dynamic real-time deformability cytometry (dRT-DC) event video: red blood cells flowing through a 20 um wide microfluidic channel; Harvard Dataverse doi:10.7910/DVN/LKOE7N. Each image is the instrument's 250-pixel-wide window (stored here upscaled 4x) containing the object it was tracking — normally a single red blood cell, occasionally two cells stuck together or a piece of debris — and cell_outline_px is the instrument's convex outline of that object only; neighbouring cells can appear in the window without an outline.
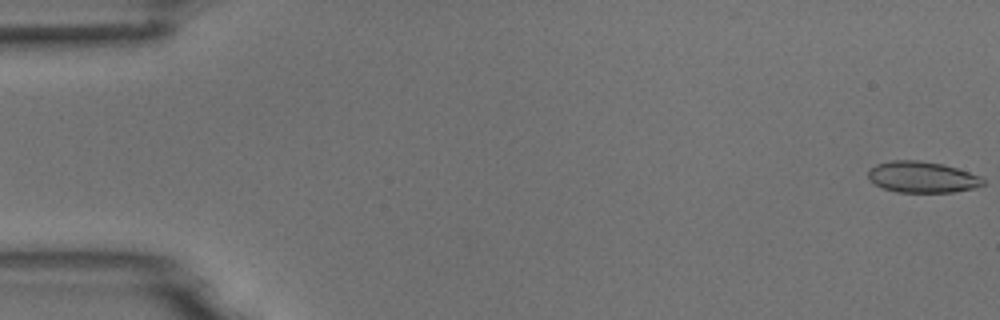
{"species": "common noctule bat (a hibernating species)", "species_latin": "Nyctalus noctula", "temperature_condition": "room temperature", "stored_images_in_passage": 54, "camera_frame_rate_fps": 3000, "um_per_image_px": 0.085, "animal": {"sex": "male", "body_mass_g": 18.8}, "frame": {"image": 1, "passage_image": 1, "time_ms": 0.0, "image_size_px": [1000, 320], "cell_outline_px": [[984, 184], [976, 188], [952, 192], [896, 192], [884, 188], [876, 184], [868, 176], [868, 168], [876, 164], [892, 160], [920, 160], [944, 164], [980, 176], [984, 180]], "centroid_in_image_um": [78.39, 15.04], "position_along_channel_um": 6.6, "area_um2": 20.87}}
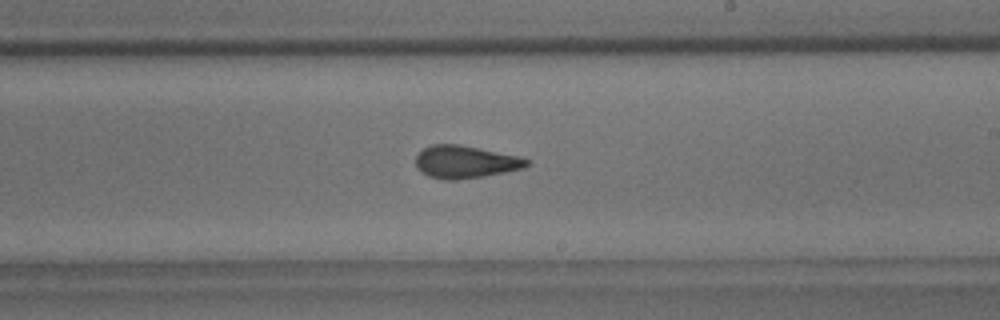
{"frame": {"image": 2, "passage_image": 32, "time_ms": 10.333, "image_size_px": [1000, 320], "cell_outline_px": [[532, 160], [524, 168], [484, 176], [456, 180], [444, 180], [428, 176], [420, 172], [416, 168], [416, 156], [424, 148], [432, 144], [460, 144], [520, 156]], "centroid_in_image_um": [39.55, 13.76], "position_along_channel_um": 249.4, "area_um2": 21.27}}
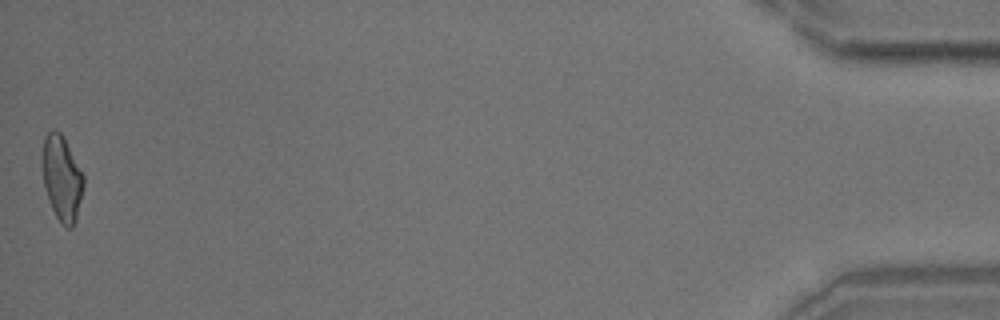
{"frame": {"image": 3, "passage_image": 54, "time_ms": 17.667, "image_size_px": [1000, 320], "cell_outline_px": [[84, 184], [76, 220], [72, 228], [64, 228], [60, 224], [52, 208], [44, 188], [40, 160], [40, 156], [44, 136], [52, 128], [56, 128], [64, 136], [84, 176]], "centroid_in_image_um": [5.22, 15.1], "position_along_channel_um": 430.0, "area_um2": 21.1}, "authors_computed_cell_mechanics": {"area_um2": 20.9525, "velocity_mm_per_s": 3.7606, "shape_relaxation_time_tau1_ms": 9.8953, "shape_relaxation_time_tau2_ms": 1.5306, "deformation_change_tau1": 0.2163, "deformation_change_tau2": 0.087}}